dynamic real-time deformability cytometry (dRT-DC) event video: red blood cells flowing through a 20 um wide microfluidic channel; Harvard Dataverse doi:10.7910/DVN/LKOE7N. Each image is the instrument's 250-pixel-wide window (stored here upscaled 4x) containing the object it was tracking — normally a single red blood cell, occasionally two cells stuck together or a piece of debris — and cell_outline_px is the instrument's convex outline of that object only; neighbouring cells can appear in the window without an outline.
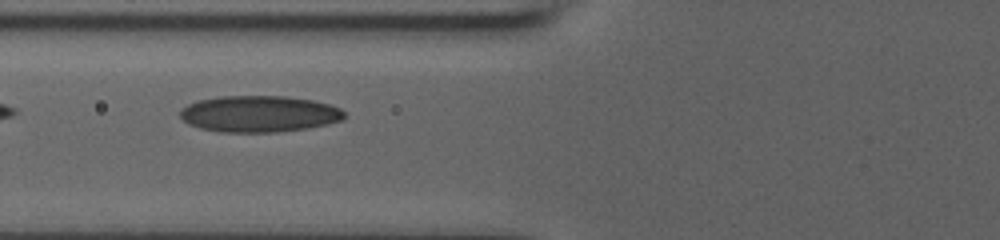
{"species": "human", "species_latin": "Homo sapiens", "temperature_condition": "room temperature", "stored_images_in_passage": 9, "camera_frame_rate_fps": 3000, "um_per_image_px": 0.085, "donor": {"sex": "male"}, "frame": {"image": 1, "passage_image": 6, "time_ms": 1.667, "image_size_px": [1000, 240], "cell_outline_px": [[344, 116], [340, 120], [308, 128], [276, 132], [220, 132], [200, 128], [188, 124], [180, 116], [180, 112], [188, 104], [200, 100], [220, 96], [284, 96], [312, 100], [328, 104], [340, 108], [344, 112]], "centroid_in_image_um": [22.0, 9.68], "position_along_channel_um": 103.8, "area_um2": 34.56}}
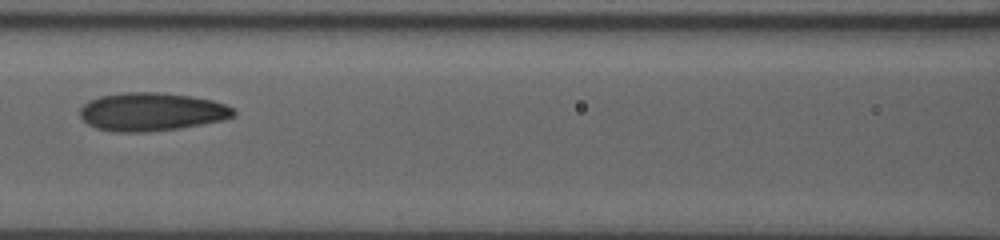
{"frame": {"image": 2, "passage_image": 8, "time_ms": 2.333, "image_size_px": [1000, 240], "cell_outline_px": [[236, 116], [224, 120], [180, 128], [144, 132], [116, 132], [96, 128], [88, 124], [80, 116], [80, 108], [88, 100], [100, 96], [124, 92], [164, 92], [192, 96], [212, 100], [224, 104], [232, 108], [236, 112]], "centroid_in_image_um": [12.89, 9.5], "position_along_channel_um": 153.7, "area_um2": 34.45}}